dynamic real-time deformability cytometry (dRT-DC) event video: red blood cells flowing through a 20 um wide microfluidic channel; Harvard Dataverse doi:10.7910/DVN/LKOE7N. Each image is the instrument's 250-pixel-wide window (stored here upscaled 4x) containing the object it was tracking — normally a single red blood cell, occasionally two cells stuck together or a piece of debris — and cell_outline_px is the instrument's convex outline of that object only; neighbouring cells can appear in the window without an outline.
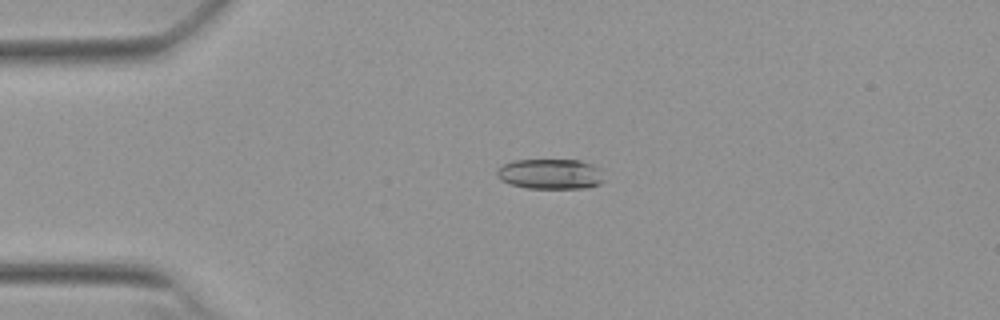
{"species": "Egyptian fruit bat (a non-hibernating species)", "species_latin": "Rousettus aegyptiacus", "temperature_condition": "warm", "stored_images_in_passage": 54, "camera_frame_rate_fps": 3000, "um_per_image_px": 0.085, "animal": {"sex": "female"}, "frame": {"image": 1, "passage_image": 13, "time_ms": 4.0, "image_size_px": [1000, 320], "cell_outline_px": [[604, 180], [600, 184], [588, 188], [528, 188], [512, 184], [500, 180], [496, 176], [496, 168], [512, 160], [580, 160], [592, 164], [600, 168]], "centroid_in_image_um": [46.78, 14.78], "position_along_channel_um": 38.2, "area_um2": 19.07}}
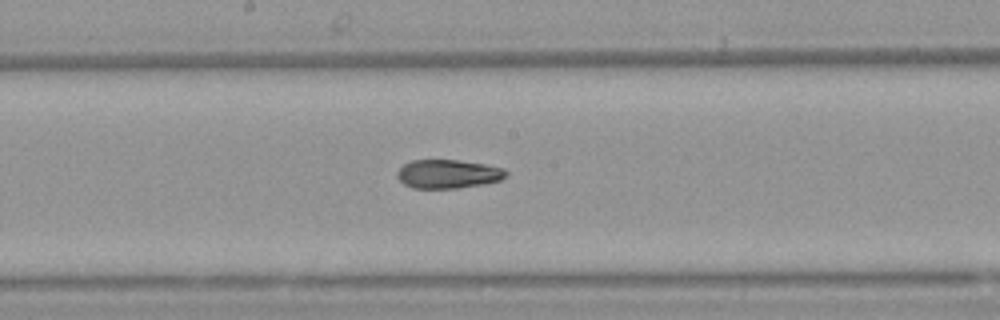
{"frame": {"image": 2, "passage_image": 29, "time_ms": 9.333, "image_size_px": [1000, 320], "cell_outline_px": [[508, 176], [500, 180], [484, 184], [456, 188], [412, 188], [404, 184], [396, 176], [396, 172], [404, 164], [412, 160], [456, 160], [484, 164], [504, 168], [508, 172]], "centroid_in_image_um": [38.09, 14.79], "position_along_channel_um": 210.1, "area_um2": 18.26}}
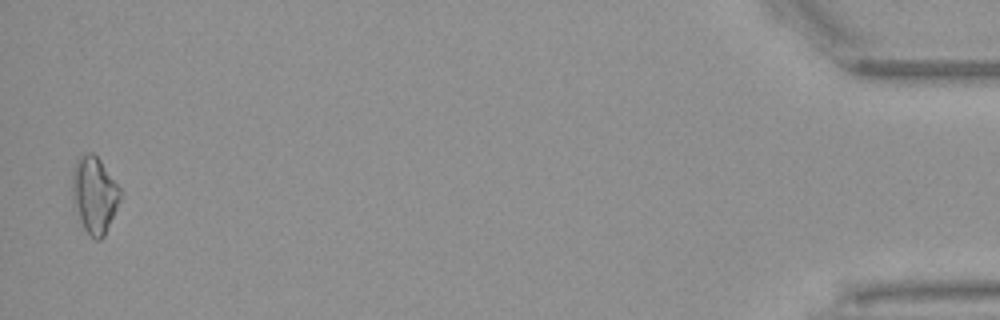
{"frame": {"image": 3, "passage_image": 53, "time_ms": 17.333, "image_size_px": [1000, 320], "cell_outline_px": [[120, 200], [104, 236], [100, 240], [96, 240], [84, 228], [80, 220], [72, 196], [72, 172], [76, 160], [80, 156], [88, 152], [92, 152], [100, 160], [120, 188]], "centroid_in_image_um": [8.01, 16.53], "position_along_channel_um": 427.2, "area_um2": 20.98}, "authors_computed_cell_mechanics": {"area_um2": 19.2185, "velocity_mm_per_s": 3.8472, "shape_relaxation_time_tau1_ms": 7.0182, "shape_relaxation_time_tau2_ms": 3.1342, "deformation_change_tau1": 0.1609, "deformation_change_tau2": 0.0932}}